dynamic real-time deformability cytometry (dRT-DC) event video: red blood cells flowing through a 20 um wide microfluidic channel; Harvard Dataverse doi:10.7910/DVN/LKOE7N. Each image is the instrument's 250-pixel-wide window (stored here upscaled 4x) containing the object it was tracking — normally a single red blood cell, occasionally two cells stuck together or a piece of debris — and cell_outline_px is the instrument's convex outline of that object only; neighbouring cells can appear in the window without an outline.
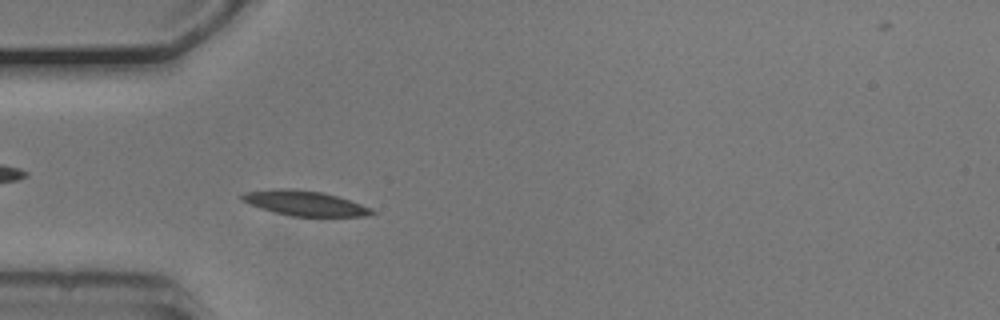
{"species": "common noctule bat (a hibernating species)", "species_latin": "Nyctalus noctula", "temperature_condition": "cold", "stored_images_in_passage": 52, "camera_frame_rate_fps": 3000, "um_per_image_px": 0.085, "animal": {"sex": "male", "body_mass_g": 20.5, "forearm_length_mm": 52.5}, "frame": {"image": 1, "passage_image": 14, "time_ms": 4.333, "image_size_px": [1000, 320], "cell_outline_px": [[376, 212], [364, 216], [292, 216], [272, 212], [260, 208], [240, 200], [240, 196], [244, 192], [280, 188], [292, 188], [320, 192], [336, 196], [372, 208]], "centroid_in_image_um": [25.84, 17.27], "position_along_channel_um": 59.2, "area_um2": 18.73}}
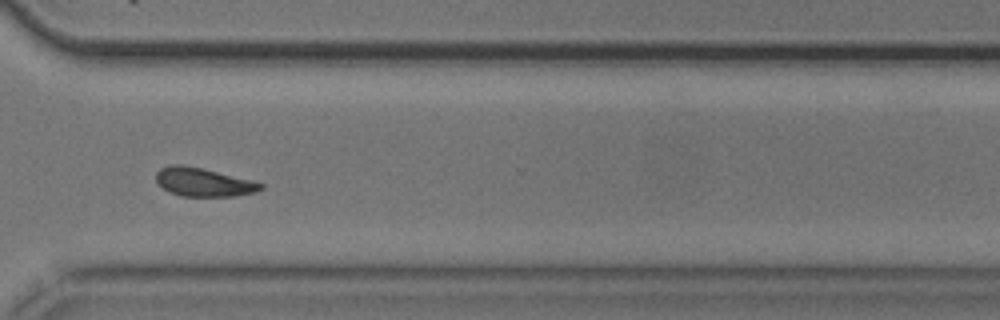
{"frame": {"image": 2, "passage_image": 38, "time_ms": 12.333, "image_size_px": [1000, 320], "cell_outline_px": [[264, 188], [256, 192], [232, 196], [180, 196], [168, 192], [156, 180], [156, 172], [160, 168], [168, 164], [180, 164], [200, 168], [252, 180], [264, 184]], "centroid_in_image_um": [17.28, 15.48], "position_along_channel_um": 353.3, "area_um2": 17.34}}
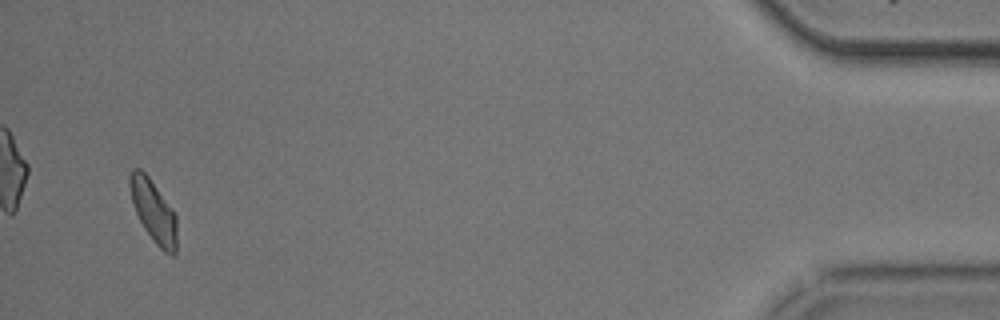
{"frame": {"image": 3, "passage_image": 50, "time_ms": 16.333, "image_size_px": [1000, 320], "cell_outline_px": [[176, 252], [172, 256], [164, 252], [156, 244], [144, 228], [132, 204], [128, 184], [128, 176], [132, 168], [140, 168], [148, 176], [172, 208], [176, 216]], "centroid_in_image_um": [13.02, 17.92], "position_along_channel_um": 422.2, "area_um2": 17.11}, "authors_computed_cell_mechanics": {"area_um2": 17.5134, "velocity_mm_per_s": 3.7082, "shape_relaxation_time_tau1_ms": 3.7797, "shape_relaxation_time_tau2_ms": null, "deformation_change_tau1": 0.0875, "deformation_change_tau2": null}}